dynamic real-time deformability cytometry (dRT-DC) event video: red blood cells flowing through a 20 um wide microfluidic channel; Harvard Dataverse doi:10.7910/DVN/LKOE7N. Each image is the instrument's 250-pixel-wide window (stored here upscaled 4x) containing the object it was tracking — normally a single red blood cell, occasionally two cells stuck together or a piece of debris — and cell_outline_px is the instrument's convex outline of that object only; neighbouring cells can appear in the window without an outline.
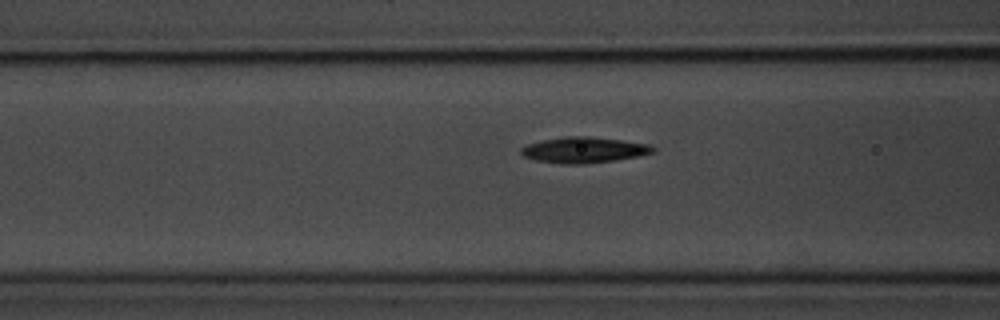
{"species": "common noctule bat (a hibernating species)", "species_latin": "Nyctalus noctula", "temperature_condition": "room temperature", "stored_images_in_passage": 42, "camera_frame_rate_fps": 3000, "um_per_image_px": 0.085, "animal": {"sex": "male", "body_mass_g": 20.1, "forearm_length_mm": 53.5}, "frame": {"image": 1, "passage_image": 15, "time_ms": 4.667, "image_size_px": [1000, 320], "cell_outline_px": [[656, 148], [652, 152], [636, 156], [612, 160], [584, 164], [560, 164], [536, 160], [524, 156], [520, 152], [520, 148], [528, 144], [544, 140], [564, 136], [588, 136], [624, 140], [648, 144]], "centroid_in_image_um": [49.6, 12.74], "position_along_channel_um": 117.0, "area_um2": 19.65}}
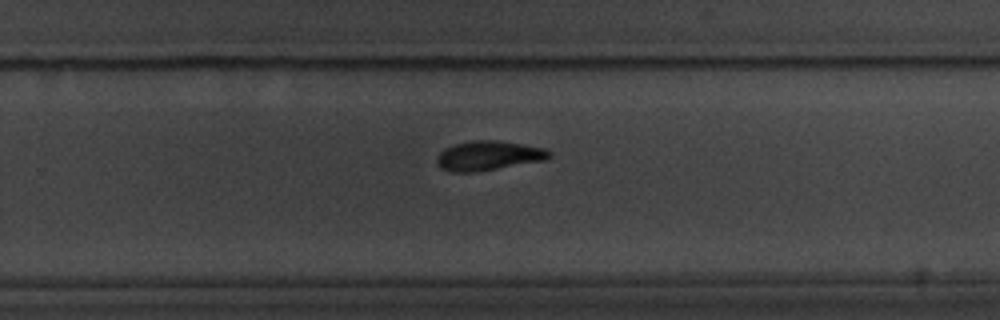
{"frame": {"image": 2, "passage_image": 29, "time_ms": 9.333, "image_size_px": [1000, 320], "cell_outline_px": [[552, 156], [548, 160], [476, 172], [452, 172], [440, 168], [436, 160], [436, 156], [444, 148], [452, 144], [472, 140], [496, 140], [544, 148], [552, 152]], "centroid_in_image_um": [41.52, 13.23], "position_along_channel_um": 288.3, "area_um2": 19.59}}
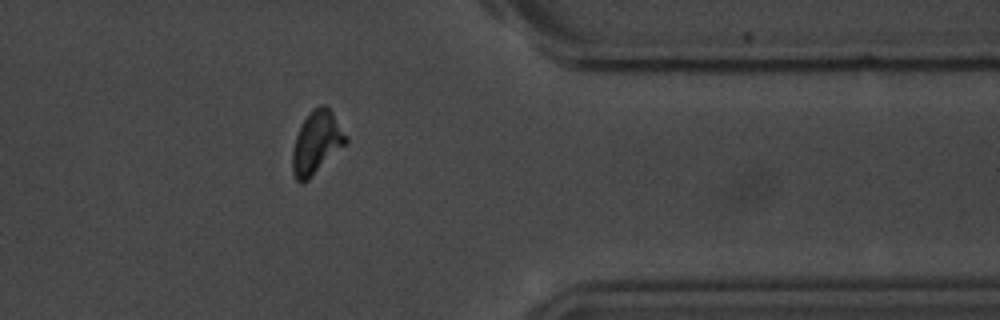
{"frame": {"image": 3, "passage_image": 38, "time_ms": 12.333, "image_size_px": [1000, 320], "cell_outline_px": [[348, 140], [304, 184], [300, 184], [296, 180], [292, 172], [292, 152], [296, 136], [308, 112], [312, 108], [320, 104], [324, 104], [332, 112], [348, 136]], "centroid_in_image_um": [26.88, 12.11], "position_along_channel_um": 384.5, "area_um2": 19.36}, "authors_computed_cell_mechanics": {"area_um2": 19.074, "velocity_mm_per_s": 3.6719, "shape_relaxation_time_tau1_ms": 3.0973, "shape_relaxation_time_tau2_ms": null, "deformation_change_tau1": 0.1258, "deformation_change_tau2": null}}